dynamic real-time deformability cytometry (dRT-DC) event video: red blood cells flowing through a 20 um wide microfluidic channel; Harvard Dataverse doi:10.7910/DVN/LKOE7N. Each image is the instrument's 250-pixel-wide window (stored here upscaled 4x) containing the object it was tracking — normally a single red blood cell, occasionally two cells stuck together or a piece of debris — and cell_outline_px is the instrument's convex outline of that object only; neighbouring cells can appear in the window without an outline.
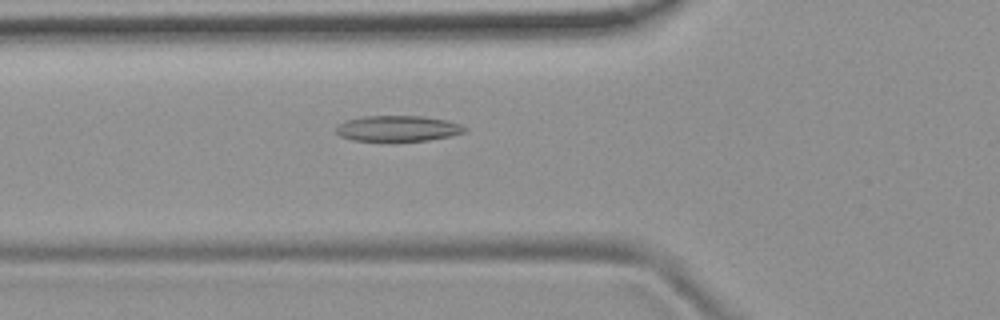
{"species": "common noctule bat (a hibernating species)", "species_latin": "Nyctalus noctula", "temperature_condition": "room temperature", "stored_images_in_passage": 53, "camera_frame_rate_fps": 3000, "um_per_image_px": 0.085, "animal": {"sex": "female", "body_mass_g": 19.9}, "frame": {"image": 1, "passage_image": 19, "time_ms": 6.0, "image_size_px": [1000, 320], "cell_outline_px": [[468, 132], [452, 136], [428, 140], [396, 144], [392, 144], [352, 140], [340, 136], [336, 132], [336, 128], [344, 120], [364, 116], [424, 116], [448, 120], [460, 124], [468, 128]], "centroid_in_image_um": [33.84, 10.97], "position_along_channel_um": 92.0, "area_um2": 20.46}}
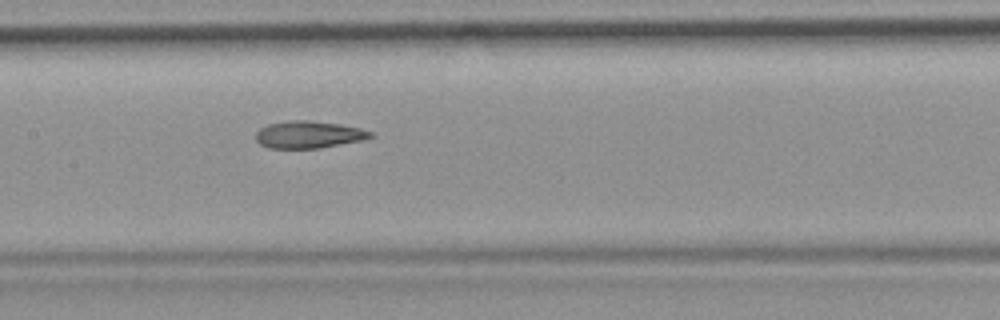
{"frame": {"image": 2, "passage_image": 26, "time_ms": 8.333, "image_size_px": [1000, 320], "cell_outline_px": [[376, 136], [364, 140], [320, 148], [268, 148], [260, 144], [256, 140], [256, 132], [260, 128], [268, 124], [288, 120], [308, 120], [340, 124], [360, 128], [372, 132]], "centroid_in_image_um": [26.26, 11.44], "position_along_channel_um": 181.1, "area_um2": 18.32}}
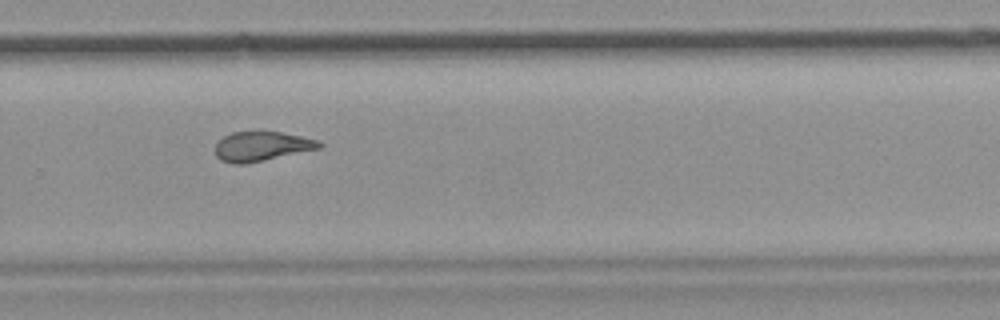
{"frame": {"image": 3, "passage_image": 36, "time_ms": 11.667, "image_size_px": [1000, 320], "cell_outline_px": [[324, 144], [320, 148], [264, 160], [244, 164], [236, 164], [220, 160], [216, 156], [212, 148], [224, 136], [232, 132], [280, 132], [320, 140]], "centroid_in_image_um": [22.22, 12.44], "position_along_channel_um": 307.6, "area_um2": 17.86}, "authors_computed_cell_mechanics": {"area_um2": 19.4208, "velocity_mm_per_s": 3.8125, "shape_relaxation_time_tau1_ms": null, "shape_relaxation_time_tau2_ms": 2.6954, "deformation_change_tau1": null, "deformation_change_tau2": 0.0992}}